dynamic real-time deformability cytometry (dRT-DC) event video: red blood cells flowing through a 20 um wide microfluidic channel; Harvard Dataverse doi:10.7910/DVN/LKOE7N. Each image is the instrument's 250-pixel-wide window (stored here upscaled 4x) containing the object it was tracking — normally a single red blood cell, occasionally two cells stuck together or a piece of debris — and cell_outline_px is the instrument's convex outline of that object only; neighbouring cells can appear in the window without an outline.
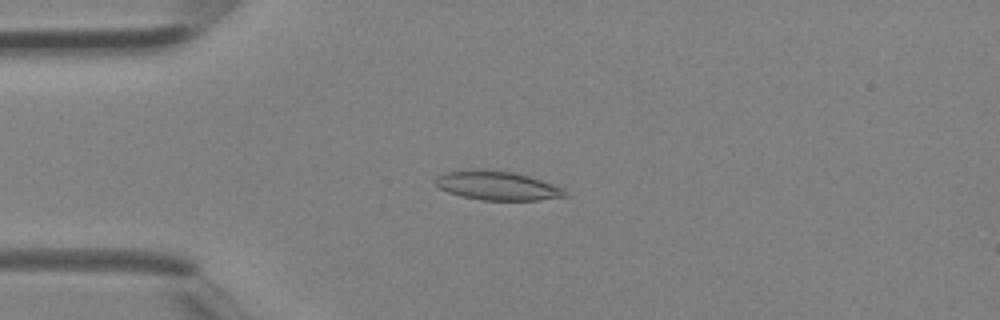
{"species": "Egyptian fruit bat (a non-hibernating species)", "species_latin": "Rousettus aegyptiacus", "temperature_condition": "room temperature", "stored_images_in_passage": 2, "camera_frame_rate_fps": 3000, "um_per_image_px": 0.085, "animal": {"sex": "female"}, "frame": {"image": 1, "passage_image": 2, "time_ms": 0.333, "image_size_px": [1000, 320], "cell_outline_px": [[572, 196], [540, 200], [480, 200], [460, 196], [448, 192], [440, 188], [432, 180], [436, 176], [444, 172], [476, 168], [484, 168], [512, 172], [528, 176], [564, 188]], "centroid_in_image_um": [42.26, 15.77], "position_along_channel_um": 42.7, "area_um2": 22.37}}